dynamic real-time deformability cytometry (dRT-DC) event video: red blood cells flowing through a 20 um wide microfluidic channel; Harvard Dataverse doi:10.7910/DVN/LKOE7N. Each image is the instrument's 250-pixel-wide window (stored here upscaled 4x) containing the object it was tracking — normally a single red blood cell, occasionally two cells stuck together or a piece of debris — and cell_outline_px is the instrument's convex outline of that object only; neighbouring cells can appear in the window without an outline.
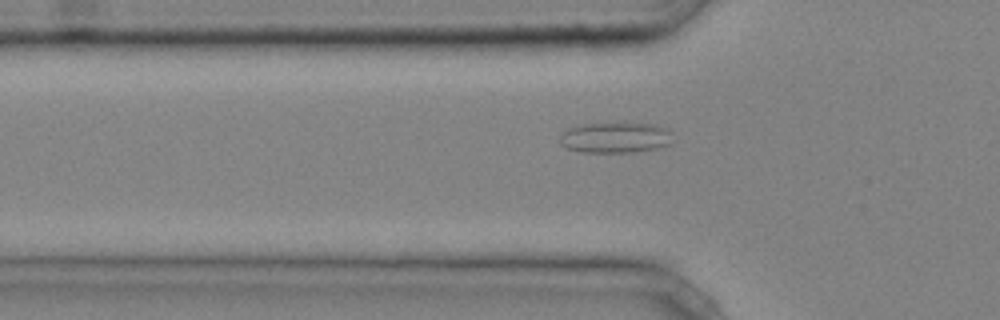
{"species": "common noctule bat (a hibernating species)", "species_latin": "Nyctalus noctula", "temperature_condition": "cold", "stored_images_in_passage": 31, "camera_frame_rate_fps": 3000, "um_per_image_px": 0.085, "animal": {"sex": "male", "body_mass_g": 20.4}, "frame": {"image": 1, "passage_image": 3, "time_ms": 0.667, "image_size_px": [1000, 320], "cell_outline_px": [[672, 132], [668, 144], [664, 148], [632, 152], [584, 152], [568, 148], [560, 144], [560, 136], [568, 128], [580, 124], [652, 124], [668, 128]], "centroid_in_image_um": [52.33, 11.71], "position_along_channel_um": 73.5, "area_um2": 20.0}}
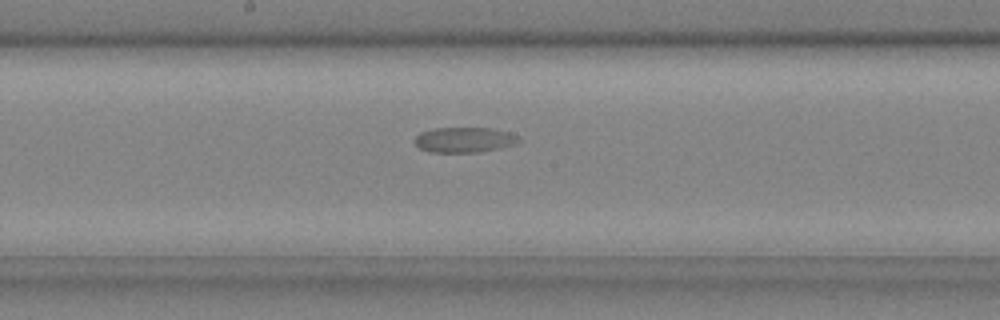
{"frame": {"image": 2, "passage_image": 13, "time_ms": 4.0, "image_size_px": [1000, 320], "cell_outline_px": [[520, 140], [516, 144], [500, 148], [480, 152], [428, 152], [420, 148], [412, 140], [420, 132], [436, 128], [492, 128], [508, 132], [520, 136]], "centroid_in_image_um": [39.47, 11.88], "position_along_channel_um": 208.7, "area_um2": 15.43}}
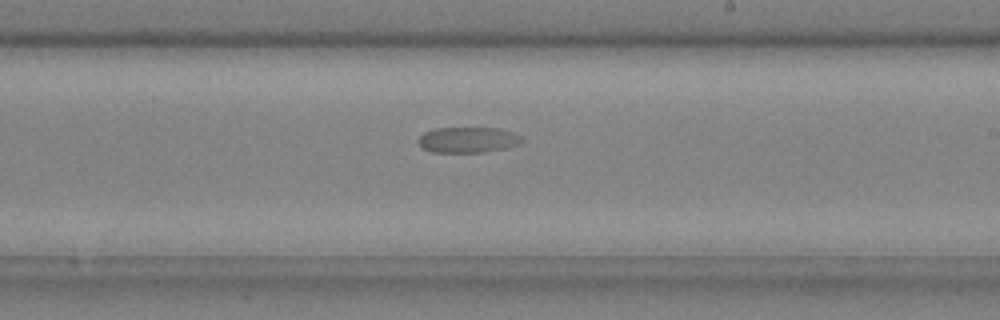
{"frame": {"image": 3, "passage_image": 16, "time_ms": 5.0, "image_size_px": [1000, 320], "cell_outline_px": [[524, 140], [520, 144], [504, 148], [484, 152], [432, 152], [420, 148], [416, 140], [424, 132], [436, 128], [500, 128], [512, 132], [520, 136]], "centroid_in_image_um": [39.73, 11.89], "position_along_channel_um": 249.3, "area_um2": 15.61}}